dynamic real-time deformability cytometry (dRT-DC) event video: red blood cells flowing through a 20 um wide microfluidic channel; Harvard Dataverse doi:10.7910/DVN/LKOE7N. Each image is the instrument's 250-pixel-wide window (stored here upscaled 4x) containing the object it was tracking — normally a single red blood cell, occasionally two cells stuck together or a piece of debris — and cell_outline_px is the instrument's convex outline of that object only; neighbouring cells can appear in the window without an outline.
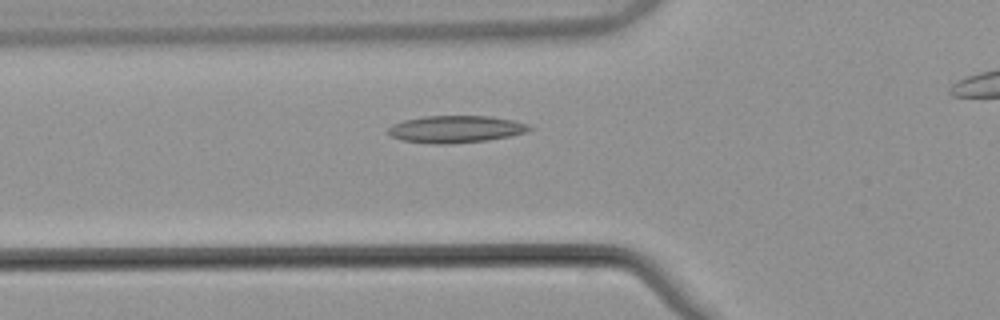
{"species": "common noctule bat (a hibernating species)", "species_latin": "Nyctalus noctula", "temperature_condition": "warm", "stored_images_in_passage": 41, "camera_frame_rate_fps": 3000, "um_per_image_px": 0.085, "animal": {"sex": "male", "body_mass_g": 21.5, "forearm_length_mm": 52.0}, "frame": {"image": 1, "passage_image": 13, "time_ms": 4.0, "image_size_px": [1000, 320], "cell_outline_px": [[536, 128], [512, 136], [484, 140], [444, 144], [432, 144], [404, 140], [392, 136], [388, 132], [388, 128], [392, 124], [404, 120], [424, 116], [492, 116], [512, 120], [528, 124]], "centroid_in_image_um": [38.76, 10.97], "position_along_channel_um": 87.0, "area_um2": 22.2}}
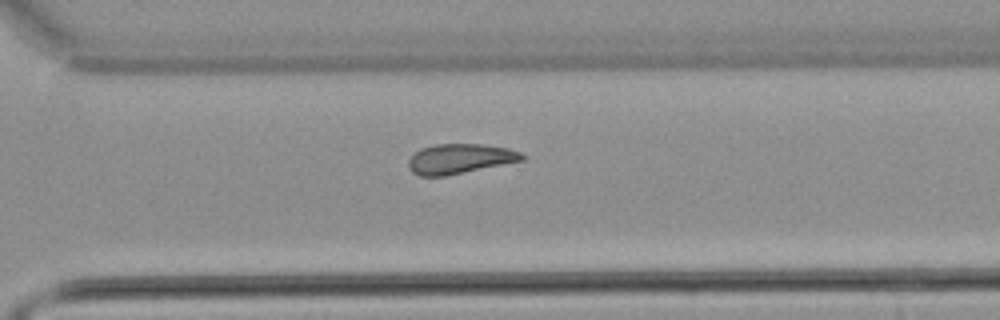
{"frame": {"image": 2, "passage_image": 32, "time_ms": 10.333, "image_size_px": [1000, 320], "cell_outline_px": [[528, 156], [524, 160], [444, 176], [420, 176], [412, 172], [408, 168], [408, 160], [420, 148], [436, 144], [484, 144], [508, 148], [520, 152]], "centroid_in_image_um": [39.09, 13.49], "position_along_channel_um": 331.5, "area_um2": 19.77}}
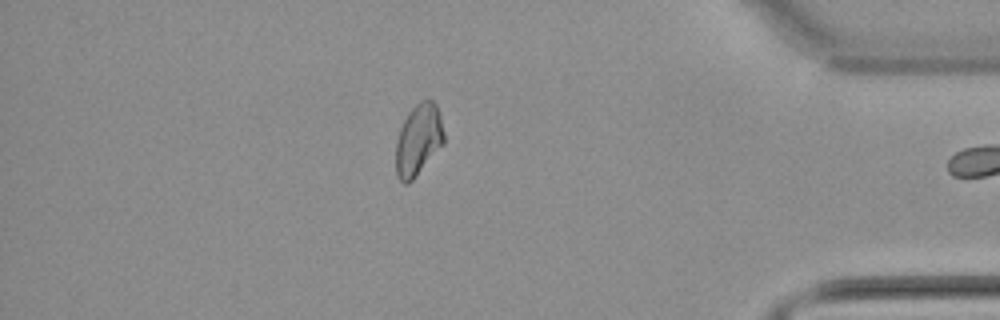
{"frame": {"image": 3, "passage_image": 40, "time_ms": 13.0, "image_size_px": [1000, 320], "cell_outline_px": [[444, 144], [412, 180], [408, 184], [404, 184], [396, 176], [396, 140], [400, 128], [408, 112], [420, 100], [428, 96], [436, 104], [440, 112], [444, 132]], "centroid_in_image_um": [35.57, 11.85], "position_along_channel_um": 399.6, "area_um2": 20.35}}